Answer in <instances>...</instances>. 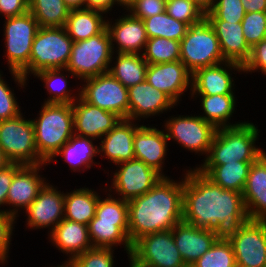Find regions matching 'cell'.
Segmentation results:
<instances>
[{
  "label": "cell",
  "mask_w": 266,
  "mask_h": 267,
  "mask_svg": "<svg viewBox=\"0 0 266 267\" xmlns=\"http://www.w3.org/2000/svg\"><path fill=\"white\" fill-rule=\"evenodd\" d=\"M29 11V0H0V16L9 18Z\"/></svg>",
  "instance_id": "f907efd6"
},
{
  "label": "cell",
  "mask_w": 266,
  "mask_h": 267,
  "mask_svg": "<svg viewBox=\"0 0 266 267\" xmlns=\"http://www.w3.org/2000/svg\"><path fill=\"white\" fill-rule=\"evenodd\" d=\"M237 73L243 74V66L231 61L199 68L192 73L190 95L236 94Z\"/></svg>",
  "instance_id": "e0dca14e"
},
{
  "label": "cell",
  "mask_w": 266,
  "mask_h": 267,
  "mask_svg": "<svg viewBox=\"0 0 266 267\" xmlns=\"http://www.w3.org/2000/svg\"><path fill=\"white\" fill-rule=\"evenodd\" d=\"M107 17L92 9H74L69 11L64 27L73 42H78L100 34L106 28Z\"/></svg>",
  "instance_id": "d6a6232c"
},
{
  "label": "cell",
  "mask_w": 266,
  "mask_h": 267,
  "mask_svg": "<svg viewBox=\"0 0 266 267\" xmlns=\"http://www.w3.org/2000/svg\"><path fill=\"white\" fill-rule=\"evenodd\" d=\"M17 219L9 214L0 213V265H8L11 240L14 236L15 226H17ZM14 231V232H13Z\"/></svg>",
  "instance_id": "bcb514c9"
},
{
  "label": "cell",
  "mask_w": 266,
  "mask_h": 267,
  "mask_svg": "<svg viewBox=\"0 0 266 267\" xmlns=\"http://www.w3.org/2000/svg\"><path fill=\"white\" fill-rule=\"evenodd\" d=\"M253 162L226 163L217 166H197L215 184L223 189L243 192Z\"/></svg>",
  "instance_id": "e575fe53"
},
{
  "label": "cell",
  "mask_w": 266,
  "mask_h": 267,
  "mask_svg": "<svg viewBox=\"0 0 266 267\" xmlns=\"http://www.w3.org/2000/svg\"><path fill=\"white\" fill-rule=\"evenodd\" d=\"M192 167L184 169L183 222L229 240L249 219L242 193L223 189Z\"/></svg>",
  "instance_id": "6da1fadb"
},
{
  "label": "cell",
  "mask_w": 266,
  "mask_h": 267,
  "mask_svg": "<svg viewBox=\"0 0 266 267\" xmlns=\"http://www.w3.org/2000/svg\"><path fill=\"white\" fill-rule=\"evenodd\" d=\"M99 142L92 138L80 137L73 135L68 142H66L61 149L47 162L58 163V158L68 164L70 171L81 174L88 171L94 166L100 165V162L94 160L99 157L98 144Z\"/></svg>",
  "instance_id": "4316f807"
},
{
  "label": "cell",
  "mask_w": 266,
  "mask_h": 267,
  "mask_svg": "<svg viewBox=\"0 0 266 267\" xmlns=\"http://www.w3.org/2000/svg\"><path fill=\"white\" fill-rule=\"evenodd\" d=\"M3 20V55L8 70L22 74L28 68L31 47L39 29L38 22L29 11Z\"/></svg>",
  "instance_id": "9c48e42d"
},
{
  "label": "cell",
  "mask_w": 266,
  "mask_h": 267,
  "mask_svg": "<svg viewBox=\"0 0 266 267\" xmlns=\"http://www.w3.org/2000/svg\"><path fill=\"white\" fill-rule=\"evenodd\" d=\"M142 122L121 119L118 124L98 142L99 157L117 165L135 159L133 140Z\"/></svg>",
  "instance_id": "603a6c76"
},
{
  "label": "cell",
  "mask_w": 266,
  "mask_h": 267,
  "mask_svg": "<svg viewBox=\"0 0 266 267\" xmlns=\"http://www.w3.org/2000/svg\"><path fill=\"white\" fill-rule=\"evenodd\" d=\"M182 173L179 180L162 177L148 192L127 201L132 244L144 235L172 230L183 221L184 170Z\"/></svg>",
  "instance_id": "7a4b0ae2"
},
{
  "label": "cell",
  "mask_w": 266,
  "mask_h": 267,
  "mask_svg": "<svg viewBox=\"0 0 266 267\" xmlns=\"http://www.w3.org/2000/svg\"><path fill=\"white\" fill-rule=\"evenodd\" d=\"M47 236L48 242L63 253V257L66 256L62 263H68L77 255L93 248L88 226L67 219H62Z\"/></svg>",
  "instance_id": "cb8c5ba5"
},
{
  "label": "cell",
  "mask_w": 266,
  "mask_h": 267,
  "mask_svg": "<svg viewBox=\"0 0 266 267\" xmlns=\"http://www.w3.org/2000/svg\"><path fill=\"white\" fill-rule=\"evenodd\" d=\"M102 195L99 197L95 216L101 220L128 221L127 201L115 197L107 190Z\"/></svg>",
  "instance_id": "60d3db41"
},
{
  "label": "cell",
  "mask_w": 266,
  "mask_h": 267,
  "mask_svg": "<svg viewBox=\"0 0 266 267\" xmlns=\"http://www.w3.org/2000/svg\"><path fill=\"white\" fill-rule=\"evenodd\" d=\"M165 11L188 26L200 24L205 19V13L191 0H166Z\"/></svg>",
  "instance_id": "7bdbcfd3"
},
{
  "label": "cell",
  "mask_w": 266,
  "mask_h": 267,
  "mask_svg": "<svg viewBox=\"0 0 266 267\" xmlns=\"http://www.w3.org/2000/svg\"><path fill=\"white\" fill-rule=\"evenodd\" d=\"M244 38L250 48L266 39V12H249L241 22Z\"/></svg>",
  "instance_id": "f6af8a7d"
},
{
  "label": "cell",
  "mask_w": 266,
  "mask_h": 267,
  "mask_svg": "<svg viewBox=\"0 0 266 267\" xmlns=\"http://www.w3.org/2000/svg\"><path fill=\"white\" fill-rule=\"evenodd\" d=\"M80 96L88 103L129 119L128 88L109 72L80 82Z\"/></svg>",
  "instance_id": "4fadbf2b"
},
{
  "label": "cell",
  "mask_w": 266,
  "mask_h": 267,
  "mask_svg": "<svg viewBox=\"0 0 266 267\" xmlns=\"http://www.w3.org/2000/svg\"><path fill=\"white\" fill-rule=\"evenodd\" d=\"M74 135L100 140L121 118L86 102L81 96L72 103Z\"/></svg>",
  "instance_id": "7402d4cb"
},
{
  "label": "cell",
  "mask_w": 266,
  "mask_h": 267,
  "mask_svg": "<svg viewBox=\"0 0 266 267\" xmlns=\"http://www.w3.org/2000/svg\"><path fill=\"white\" fill-rule=\"evenodd\" d=\"M257 124L249 120L233 127L218 128L209 153L201 164L195 166H217L226 163L254 162L266 151L260 148Z\"/></svg>",
  "instance_id": "3957f363"
},
{
  "label": "cell",
  "mask_w": 266,
  "mask_h": 267,
  "mask_svg": "<svg viewBox=\"0 0 266 267\" xmlns=\"http://www.w3.org/2000/svg\"><path fill=\"white\" fill-rule=\"evenodd\" d=\"M172 234L187 267L197 261L217 240L211 229L197 228L183 221L175 225Z\"/></svg>",
  "instance_id": "d4e9b609"
},
{
  "label": "cell",
  "mask_w": 266,
  "mask_h": 267,
  "mask_svg": "<svg viewBox=\"0 0 266 267\" xmlns=\"http://www.w3.org/2000/svg\"><path fill=\"white\" fill-rule=\"evenodd\" d=\"M136 1L138 0H115V3L118 7V11L120 7V10L122 9L124 12L125 10L128 11Z\"/></svg>",
  "instance_id": "9f6ffc18"
},
{
  "label": "cell",
  "mask_w": 266,
  "mask_h": 267,
  "mask_svg": "<svg viewBox=\"0 0 266 267\" xmlns=\"http://www.w3.org/2000/svg\"><path fill=\"white\" fill-rule=\"evenodd\" d=\"M143 22L148 38L161 37L181 41L189 27L186 23L168 15L166 11L143 19Z\"/></svg>",
  "instance_id": "74e56055"
},
{
  "label": "cell",
  "mask_w": 266,
  "mask_h": 267,
  "mask_svg": "<svg viewBox=\"0 0 266 267\" xmlns=\"http://www.w3.org/2000/svg\"><path fill=\"white\" fill-rule=\"evenodd\" d=\"M161 128L165 130L170 143L181 146L182 150L206 158L217 128L195 114L171 115L167 117Z\"/></svg>",
  "instance_id": "52a82bcc"
},
{
  "label": "cell",
  "mask_w": 266,
  "mask_h": 267,
  "mask_svg": "<svg viewBox=\"0 0 266 267\" xmlns=\"http://www.w3.org/2000/svg\"><path fill=\"white\" fill-rule=\"evenodd\" d=\"M147 66L142 54L113 53L108 72L129 88L145 81Z\"/></svg>",
  "instance_id": "836d02e7"
},
{
  "label": "cell",
  "mask_w": 266,
  "mask_h": 267,
  "mask_svg": "<svg viewBox=\"0 0 266 267\" xmlns=\"http://www.w3.org/2000/svg\"><path fill=\"white\" fill-rule=\"evenodd\" d=\"M189 100L195 101L198 99L201 106L202 114L197 113L206 122L213 124L217 129L222 127H233L245 122L242 120L232 122L234 114L238 107L236 94H215V95H190ZM191 98V99H190ZM193 99V100H192ZM195 99V100H194ZM232 122V123H231Z\"/></svg>",
  "instance_id": "83f0119b"
},
{
  "label": "cell",
  "mask_w": 266,
  "mask_h": 267,
  "mask_svg": "<svg viewBox=\"0 0 266 267\" xmlns=\"http://www.w3.org/2000/svg\"><path fill=\"white\" fill-rule=\"evenodd\" d=\"M121 14L117 19L107 17L106 21L113 53L143 54L148 41L143 20L128 11Z\"/></svg>",
  "instance_id": "d6986e66"
},
{
  "label": "cell",
  "mask_w": 266,
  "mask_h": 267,
  "mask_svg": "<svg viewBox=\"0 0 266 267\" xmlns=\"http://www.w3.org/2000/svg\"><path fill=\"white\" fill-rule=\"evenodd\" d=\"M47 163L40 165H22L16 172L8 190L6 199V214L17 220L36 198L40 189L48 181L44 174ZM41 172V173H40ZM41 174V175H40Z\"/></svg>",
  "instance_id": "2e32d148"
},
{
  "label": "cell",
  "mask_w": 266,
  "mask_h": 267,
  "mask_svg": "<svg viewBox=\"0 0 266 267\" xmlns=\"http://www.w3.org/2000/svg\"><path fill=\"white\" fill-rule=\"evenodd\" d=\"M106 190L115 197L129 201L139 197L162 179V175L143 161L132 159L115 165ZM111 184V185H110Z\"/></svg>",
  "instance_id": "7c38bea8"
},
{
  "label": "cell",
  "mask_w": 266,
  "mask_h": 267,
  "mask_svg": "<svg viewBox=\"0 0 266 267\" xmlns=\"http://www.w3.org/2000/svg\"><path fill=\"white\" fill-rule=\"evenodd\" d=\"M191 1H193L205 14L211 10L214 3V0H191Z\"/></svg>",
  "instance_id": "11a10c76"
},
{
  "label": "cell",
  "mask_w": 266,
  "mask_h": 267,
  "mask_svg": "<svg viewBox=\"0 0 266 267\" xmlns=\"http://www.w3.org/2000/svg\"><path fill=\"white\" fill-rule=\"evenodd\" d=\"M110 34L105 28L100 34L86 40L73 42L67 69L75 75L76 80L107 73L112 60Z\"/></svg>",
  "instance_id": "ba28073f"
},
{
  "label": "cell",
  "mask_w": 266,
  "mask_h": 267,
  "mask_svg": "<svg viewBox=\"0 0 266 267\" xmlns=\"http://www.w3.org/2000/svg\"><path fill=\"white\" fill-rule=\"evenodd\" d=\"M69 11L63 0H29V12L39 27H64Z\"/></svg>",
  "instance_id": "d590c367"
},
{
  "label": "cell",
  "mask_w": 266,
  "mask_h": 267,
  "mask_svg": "<svg viewBox=\"0 0 266 267\" xmlns=\"http://www.w3.org/2000/svg\"><path fill=\"white\" fill-rule=\"evenodd\" d=\"M115 250L113 248L93 247L77 255L67 264L70 267H116Z\"/></svg>",
  "instance_id": "b9f144b4"
},
{
  "label": "cell",
  "mask_w": 266,
  "mask_h": 267,
  "mask_svg": "<svg viewBox=\"0 0 266 267\" xmlns=\"http://www.w3.org/2000/svg\"><path fill=\"white\" fill-rule=\"evenodd\" d=\"M190 267H236L231 243L228 240H216Z\"/></svg>",
  "instance_id": "ab89813d"
},
{
  "label": "cell",
  "mask_w": 266,
  "mask_h": 267,
  "mask_svg": "<svg viewBox=\"0 0 266 267\" xmlns=\"http://www.w3.org/2000/svg\"><path fill=\"white\" fill-rule=\"evenodd\" d=\"M143 57L148 64L180 60V41L161 37L148 38Z\"/></svg>",
  "instance_id": "f35d334b"
},
{
  "label": "cell",
  "mask_w": 266,
  "mask_h": 267,
  "mask_svg": "<svg viewBox=\"0 0 266 267\" xmlns=\"http://www.w3.org/2000/svg\"><path fill=\"white\" fill-rule=\"evenodd\" d=\"M170 144L164 129L160 130L154 124L150 125L148 123L144 125L143 123L135 131L133 140L135 159L143 161L163 177H167L165 160L168 158L167 153L170 150Z\"/></svg>",
  "instance_id": "44dd1931"
},
{
  "label": "cell",
  "mask_w": 266,
  "mask_h": 267,
  "mask_svg": "<svg viewBox=\"0 0 266 267\" xmlns=\"http://www.w3.org/2000/svg\"><path fill=\"white\" fill-rule=\"evenodd\" d=\"M180 61L193 73L199 68L226 61L213 27L204 19L189 26L180 41Z\"/></svg>",
  "instance_id": "30bf717a"
},
{
  "label": "cell",
  "mask_w": 266,
  "mask_h": 267,
  "mask_svg": "<svg viewBox=\"0 0 266 267\" xmlns=\"http://www.w3.org/2000/svg\"><path fill=\"white\" fill-rule=\"evenodd\" d=\"M49 180L40 189L37 198L22 212L25 229H47L49 234L64 219L65 192Z\"/></svg>",
  "instance_id": "5bb4252c"
},
{
  "label": "cell",
  "mask_w": 266,
  "mask_h": 267,
  "mask_svg": "<svg viewBox=\"0 0 266 267\" xmlns=\"http://www.w3.org/2000/svg\"><path fill=\"white\" fill-rule=\"evenodd\" d=\"M242 195L248 218L266 220V152L252 163Z\"/></svg>",
  "instance_id": "484cf974"
},
{
  "label": "cell",
  "mask_w": 266,
  "mask_h": 267,
  "mask_svg": "<svg viewBox=\"0 0 266 267\" xmlns=\"http://www.w3.org/2000/svg\"><path fill=\"white\" fill-rule=\"evenodd\" d=\"M128 267H187L172 230L144 235L132 244Z\"/></svg>",
  "instance_id": "8fae6325"
},
{
  "label": "cell",
  "mask_w": 266,
  "mask_h": 267,
  "mask_svg": "<svg viewBox=\"0 0 266 267\" xmlns=\"http://www.w3.org/2000/svg\"><path fill=\"white\" fill-rule=\"evenodd\" d=\"M228 241L233 248L236 266L265 267L266 220L248 219Z\"/></svg>",
  "instance_id": "9a60e30c"
},
{
  "label": "cell",
  "mask_w": 266,
  "mask_h": 267,
  "mask_svg": "<svg viewBox=\"0 0 266 267\" xmlns=\"http://www.w3.org/2000/svg\"><path fill=\"white\" fill-rule=\"evenodd\" d=\"M261 72V75L266 76V39L258 42L251 48L249 60L243 66V74H253Z\"/></svg>",
  "instance_id": "7dc6e473"
},
{
  "label": "cell",
  "mask_w": 266,
  "mask_h": 267,
  "mask_svg": "<svg viewBox=\"0 0 266 267\" xmlns=\"http://www.w3.org/2000/svg\"><path fill=\"white\" fill-rule=\"evenodd\" d=\"M10 76L12 77L10 80L15 82L16 87L12 88L6 81V77L3 75V70H0V121H4L7 119H12L23 113V107L20 106L18 102V98L16 96L15 88L26 89L28 87L29 81L26 80L20 73L9 70ZM20 87V88H19ZM22 111V112H21Z\"/></svg>",
  "instance_id": "8d00e7d4"
},
{
  "label": "cell",
  "mask_w": 266,
  "mask_h": 267,
  "mask_svg": "<svg viewBox=\"0 0 266 267\" xmlns=\"http://www.w3.org/2000/svg\"><path fill=\"white\" fill-rule=\"evenodd\" d=\"M129 120L142 123L145 119L162 117L178 105L165 93L146 80L128 88ZM176 106V107H175Z\"/></svg>",
  "instance_id": "ffe728a7"
},
{
  "label": "cell",
  "mask_w": 266,
  "mask_h": 267,
  "mask_svg": "<svg viewBox=\"0 0 266 267\" xmlns=\"http://www.w3.org/2000/svg\"><path fill=\"white\" fill-rule=\"evenodd\" d=\"M10 162L6 159L3 154L2 149L0 148V170L7 166Z\"/></svg>",
  "instance_id": "6f0895ef"
},
{
  "label": "cell",
  "mask_w": 266,
  "mask_h": 267,
  "mask_svg": "<svg viewBox=\"0 0 266 267\" xmlns=\"http://www.w3.org/2000/svg\"><path fill=\"white\" fill-rule=\"evenodd\" d=\"M102 187L95 190L84 186L65 191L64 219L88 226L95 217L99 197L106 191V187L104 186L103 190Z\"/></svg>",
  "instance_id": "4dcf8cb0"
},
{
  "label": "cell",
  "mask_w": 266,
  "mask_h": 267,
  "mask_svg": "<svg viewBox=\"0 0 266 267\" xmlns=\"http://www.w3.org/2000/svg\"><path fill=\"white\" fill-rule=\"evenodd\" d=\"M246 13L266 12V0H241Z\"/></svg>",
  "instance_id": "f5cc1de1"
},
{
  "label": "cell",
  "mask_w": 266,
  "mask_h": 267,
  "mask_svg": "<svg viewBox=\"0 0 266 267\" xmlns=\"http://www.w3.org/2000/svg\"><path fill=\"white\" fill-rule=\"evenodd\" d=\"M208 22L216 33L224 59L244 66L251 55V48L244 38L241 22Z\"/></svg>",
  "instance_id": "f1b7e54d"
},
{
  "label": "cell",
  "mask_w": 266,
  "mask_h": 267,
  "mask_svg": "<svg viewBox=\"0 0 266 267\" xmlns=\"http://www.w3.org/2000/svg\"><path fill=\"white\" fill-rule=\"evenodd\" d=\"M60 263H61V265L60 264H57V266L49 265V267H70L67 263H62V262H60Z\"/></svg>",
  "instance_id": "680465c9"
},
{
  "label": "cell",
  "mask_w": 266,
  "mask_h": 267,
  "mask_svg": "<svg viewBox=\"0 0 266 267\" xmlns=\"http://www.w3.org/2000/svg\"><path fill=\"white\" fill-rule=\"evenodd\" d=\"M21 166L22 164L9 163L7 166L0 170V213L6 214V199L8 190L15 175V172Z\"/></svg>",
  "instance_id": "681fc988"
},
{
  "label": "cell",
  "mask_w": 266,
  "mask_h": 267,
  "mask_svg": "<svg viewBox=\"0 0 266 267\" xmlns=\"http://www.w3.org/2000/svg\"><path fill=\"white\" fill-rule=\"evenodd\" d=\"M41 105L39 113L31 120L38 154L48 162L74 135V115L72 104Z\"/></svg>",
  "instance_id": "277c9868"
},
{
  "label": "cell",
  "mask_w": 266,
  "mask_h": 267,
  "mask_svg": "<svg viewBox=\"0 0 266 267\" xmlns=\"http://www.w3.org/2000/svg\"><path fill=\"white\" fill-rule=\"evenodd\" d=\"M88 231L93 247L117 250L118 246L124 247L127 258H129L132 243L128 237V221L101 220L95 216L88 224Z\"/></svg>",
  "instance_id": "f546056e"
},
{
  "label": "cell",
  "mask_w": 266,
  "mask_h": 267,
  "mask_svg": "<svg viewBox=\"0 0 266 267\" xmlns=\"http://www.w3.org/2000/svg\"><path fill=\"white\" fill-rule=\"evenodd\" d=\"M115 0H87L86 8L104 13L106 16H113L111 13L116 8ZM115 7V8H114ZM108 14V15H107ZM111 14V15H110Z\"/></svg>",
  "instance_id": "816d5d0a"
},
{
  "label": "cell",
  "mask_w": 266,
  "mask_h": 267,
  "mask_svg": "<svg viewBox=\"0 0 266 267\" xmlns=\"http://www.w3.org/2000/svg\"><path fill=\"white\" fill-rule=\"evenodd\" d=\"M21 113L0 121V148L10 163L40 165L47 163L36 149L35 131L31 118Z\"/></svg>",
  "instance_id": "8992f818"
},
{
  "label": "cell",
  "mask_w": 266,
  "mask_h": 267,
  "mask_svg": "<svg viewBox=\"0 0 266 267\" xmlns=\"http://www.w3.org/2000/svg\"><path fill=\"white\" fill-rule=\"evenodd\" d=\"M192 73L180 61L148 64L145 80L157 90L167 94L177 105L185 93L191 94ZM185 95V96H184Z\"/></svg>",
  "instance_id": "ac0fdd59"
},
{
  "label": "cell",
  "mask_w": 266,
  "mask_h": 267,
  "mask_svg": "<svg viewBox=\"0 0 266 267\" xmlns=\"http://www.w3.org/2000/svg\"><path fill=\"white\" fill-rule=\"evenodd\" d=\"M246 14L241 0H214L213 6L205 14L207 21L242 22Z\"/></svg>",
  "instance_id": "ee69618b"
},
{
  "label": "cell",
  "mask_w": 266,
  "mask_h": 267,
  "mask_svg": "<svg viewBox=\"0 0 266 267\" xmlns=\"http://www.w3.org/2000/svg\"><path fill=\"white\" fill-rule=\"evenodd\" d=\"M33 77L43 83V89L49 95L43 103L72 104L80 96V85L71 89L68 79H76V77L67 68L45 69L37 72ZM74 90L75 93H73Z\"/></svg>",
  "instance_id": "1f68e13d"
},
{
  "label": "cell",
  "mask_w": 266,
  "mask_h": 267,
  "mask_svg": "<svg viewBox=\"0 0 266 267\" xmlns=\"http://www.w3.org/2000/svg\"><path fill=\"white\" fill-rule=\"evenodd\" d=\"M73 40L65 27H39L31 47L28 68L21 74L26 80L45 69L66 68Z\"/></svg>",
  "instance_id": "5b68a950"
},
{
  "label": "cell",
  "mask_w": 266,
  "mask_h": 267,
  "mask_svg": "<svg viewBox=\"0 0 266 267\" xmlns=\"http://www.w3.org/2000/svg\"><path fill=\"white\" fill-rule=\"evenodd\" d=\"M63 1L70 10L86 8L87 0H63Z\"/></svg>",
  "instance_id": "db71d44e"
},
{
  "label": "cell",
  "mask_w": 266,
  "mask_h": 267,
  "mask_svg": "<svg viewBox=\"0 0 266 267\" xmlns=\"http://www.w3.org/2000/svg\"><path fill=\"white\" fill-rule=\"evenodd\" d=\"M166 0H138L128 12L136 18L146 19L165 11Z\"/></svg>",
  "instance_id": "c3c4849f"
}]
</instances>
